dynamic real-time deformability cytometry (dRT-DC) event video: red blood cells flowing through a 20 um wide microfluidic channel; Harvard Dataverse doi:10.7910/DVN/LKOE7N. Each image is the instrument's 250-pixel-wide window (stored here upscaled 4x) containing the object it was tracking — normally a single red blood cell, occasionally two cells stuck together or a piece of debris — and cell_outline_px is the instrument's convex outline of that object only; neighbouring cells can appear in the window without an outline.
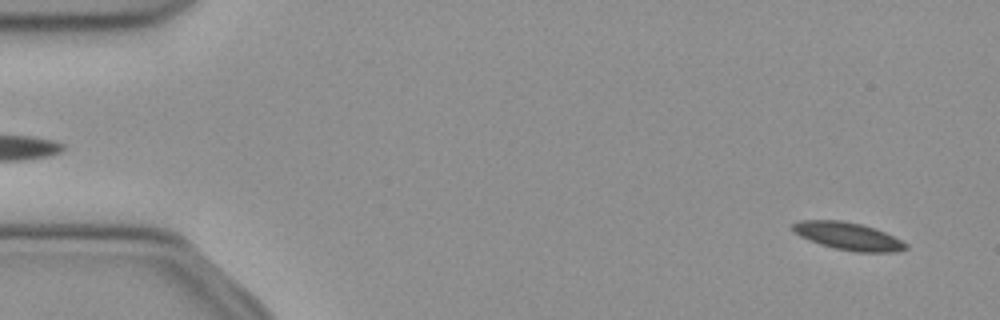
{"species": "common noctule bat (a hibernating species)", "species_latin": "Nyctalus noctula", "temperature_condition": "cold", "stored_images_in_passage": 52, "camera_frame_rate_fps": 3000, "um_per_image_px": 0.085, "animal": {"sex": "female", "body_mass_g": 21.9}, "frame": {"image": 1, "passage_image": 3, "time_ms": 0.667, "image_size_px": [1000, 320], "cell_outline_px": [[908, 248], [896, 252], [856, 252], [836, 248], [820, 244], [800, 236], [792, 228], [792, 224], [800, 220], [840, 220], [860, 224], [884, 232], [908, 244]], "centroid_in_image_um": [72.09, 20.08], "position_along_channel_um": 12.9, "area_um2": 17.86}}
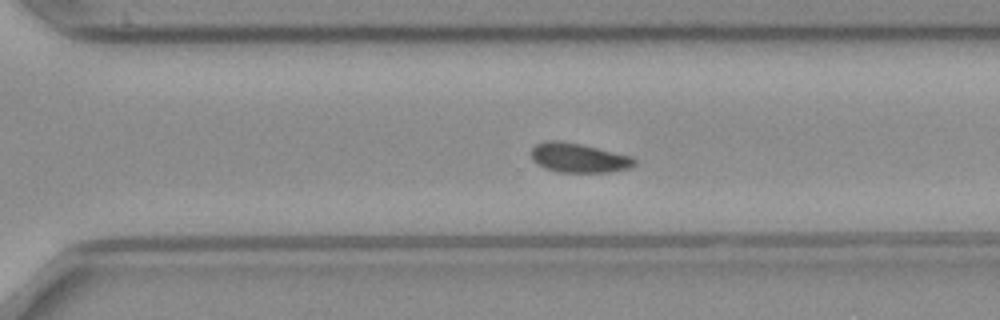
{"frame": {"image": 2, "passage_image": 36, "time_ms": 11.667, "image_size_px": [1000, 320], "cell_outline_px": [[636, 164], [632, 168], [612, 172], [556, 172], [544, 168], [536, 164], [532, 160], [532, 148], [536, 144], [544, 140], [560, 140], [580, 144], [632, 156], [636, 160]], "centroid_in_image_um": [49.19, 13.42], "position_along_channel_um": 321.4, "area_um2": 17.92}}
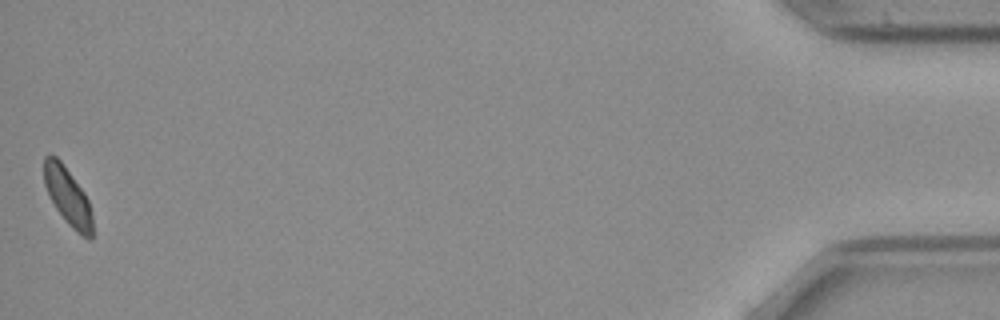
{"frame": {"image": 3, "passage_image": 52, "time_ms": 17.0, "image_size_px": [1000, 320], "cell_outline_px": [[92, 240], [88, 240], [80, 236], [64, 220], [56, 208], [44, 184], [44, 156], [48, 152], [56, 156], [60, 160], [84, 192], [88, 200], [92, 212]], "centroid_in_image_um": [5.77, 16.71], "position_along_channel_um": 429.4, "area_um2": 16.36}, "authors_computed_cell_mechanics": {"area_um2": 17.9469, "velocity_mm_per_s": 3.911, "shape_relaxation_time_tau1_ms": 3.4686, "shape_relaxation_time_tau2_ms": null, "deformation_change_tau1": 0.0799, "deformation_change_tau2": null}}